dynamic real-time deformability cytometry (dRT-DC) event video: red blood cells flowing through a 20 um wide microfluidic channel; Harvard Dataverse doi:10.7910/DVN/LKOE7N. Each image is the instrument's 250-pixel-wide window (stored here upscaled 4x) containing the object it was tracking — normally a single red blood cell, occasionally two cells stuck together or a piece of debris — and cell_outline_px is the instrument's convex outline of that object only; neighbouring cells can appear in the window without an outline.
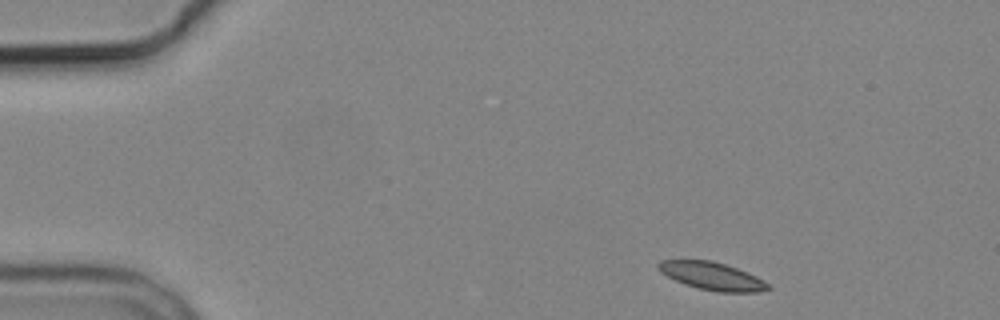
{"species": "common noctule bat (a hibernating species)", "species_latin": "Nyctalus noctula", "temperature_condition": "cold", "stored_images_in_passage": 4, "camera_frame_rate_fps": 3000, "um_per_image_px": 0.085, "animal": {"sex": "male", "body_mass_g": 19.2, "forearm_length_mm": 51.8}, "frame": {"image": 1, "passage_image": 1, "time_ms": 0.0, "image_size_px": [1000, 320], "cell_outline_px": [[772, 288], [756, 292], [716, 292], [696, 288], [684, 284], [660, 272], [656, 264], [660, 260], [712, 260], [736, 268], [756, 276], [764, 280]], "centroid_in_image_um": [60.51, 23.47], "position_along_channel_um": 24.5, "area_um2": 17.74}}
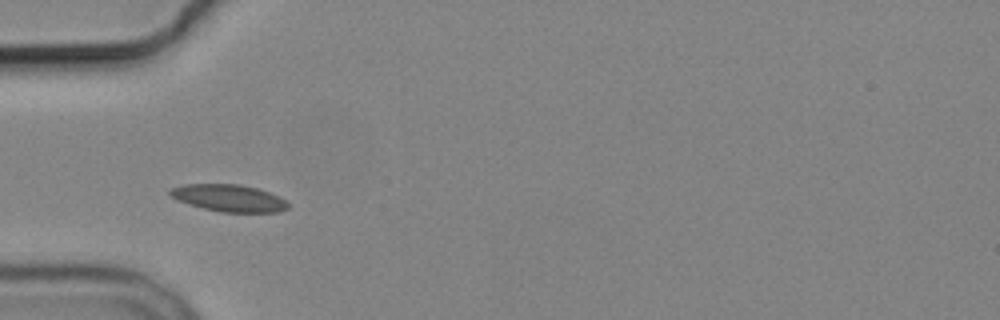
{"frame": {"image": 2, "passage_image": 4, "time_ms": 3.333, "image_size_px": [1000, 320], "cell_outline_px": [[288, 208], [276, 212], [220, 212], [188, 204], [176, 200], [168, 192], [172, 188], [184, 184], [240, 184], [256, 188], [280, 196], [288, 204]], "centroid_in_image_um": [19.44, 16.83], "position_along_channel_um": 65.6, "area_um2": 18.5}}